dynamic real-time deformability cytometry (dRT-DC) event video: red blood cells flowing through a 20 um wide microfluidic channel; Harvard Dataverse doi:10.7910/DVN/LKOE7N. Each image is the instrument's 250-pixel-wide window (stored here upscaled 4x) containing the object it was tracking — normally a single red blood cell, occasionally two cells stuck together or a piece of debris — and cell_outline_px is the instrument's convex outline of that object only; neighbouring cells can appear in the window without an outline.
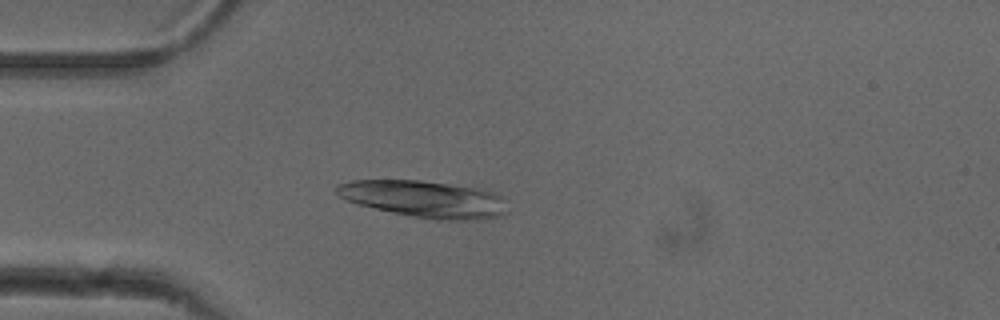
{"species": "common noctule bat (a hibernating species)", "species_latin": "Nyctalus noctula", "temperature_condition": "cold", "stored_images_in_passage": 51, "camera_frame_rate_fps": 3000, "um_per_image_px": 0.085, "animal": {"sex": "female"}, "frame": {"image": 1, "passage_image": 13, "time_ms": 4.0, "image_size_px": [1000, 320], "cell_outline_px": [[508, 212], [500, 216], [480, 220], [436, 220], [412, 216], [392, 212], [360, 204], [348, 200], [340, 196], [336, 192], [336, 184], [352, 180], [420, 180], [476, 188], [492, 192], [500, 196]], "centroid_in_image_um": [36.07, 16.92], "position_along_channel_um": 48.9, "area_um2": 36.3}}
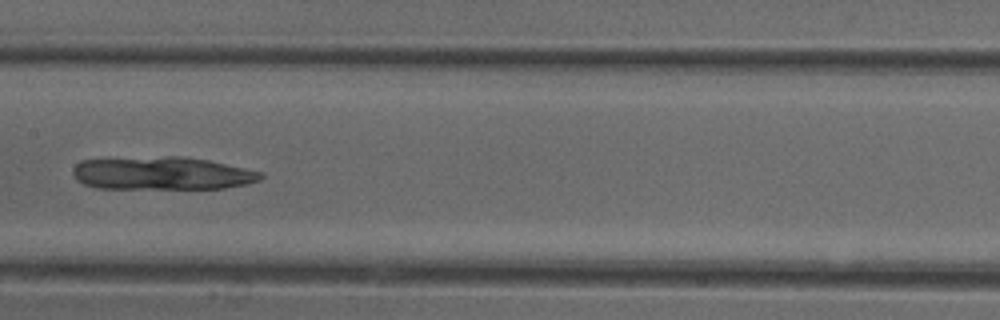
{"frame": {"image": 2, "passage_image": 25, "time_ms": 8.0, "image_size_px": [1000, 320], "cell_outline_px": [[264, 176], [260, 180], [248, 184], [224, 188], [96, 188], [84, 184], [72, 172], [72, 168], [80, 160], [168, 156], [184, 156], [208, 160], [264, 172]], "centroid_in_image_um": [13.82, 14.73], "position_along_channel_um": 193.6, "area_um2": 36.07}}
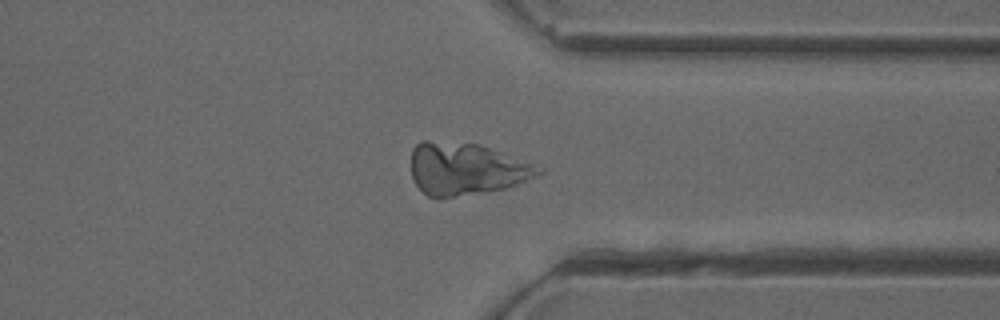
{"frame": {"image": 3, "passage_image": 39, "time_ms": 12.667, "image_size_px": [1000, 320], "cell_outline_px": [[544, 172], [536, 176], [516, 184], [504, 188], [488, 192], [456, 196], [428, 196], [412, 180], [412, 148], [420, 140], [428, 140], [480, 144], [544, 168]], "centroid_in_image_um": [39.61, 14.33], "position_along_channel_um": 371.8, "area_um2": 38.49}}